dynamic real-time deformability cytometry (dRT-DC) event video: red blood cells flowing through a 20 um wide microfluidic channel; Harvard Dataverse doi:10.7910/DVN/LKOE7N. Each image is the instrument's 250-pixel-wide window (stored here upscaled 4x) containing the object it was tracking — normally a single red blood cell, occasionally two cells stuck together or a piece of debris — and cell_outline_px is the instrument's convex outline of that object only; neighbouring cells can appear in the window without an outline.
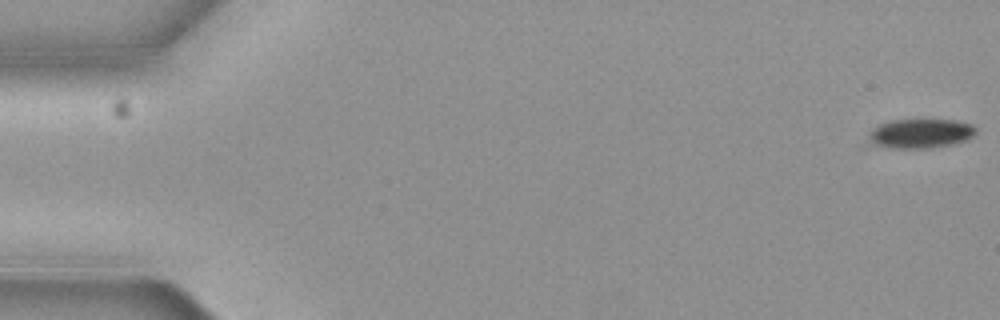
{"species": "common noctule bat (a hibernating species)", "species_latin": "Nyctalus noctula", "temperature_condition": "cold", "stored_images_in_passage": 5, "camera_frame_rate_fps": 3000, "um_per_image_px": 0.085, "animal": {"sex": "female", "body_mass_g": 19.3, "forearm_length_mm": 54.1}, "frame": {"image": 1, "passage_image": 1, "time_ms": 0.0, "image_size_px": [1000, 320], "cell_outline_px": [[976, 132], [972, 136], [964, 140], [948, 144], [924, 148], [900, 148], [876, 144], [868, 136], [872, 128], [888, 120], [956, 120], [972, 124], [976, 128]], "centroid_in_image_um": [78.26, 11.31], "position_along_channel_um": 6.7, "area_um2": 17.8}}
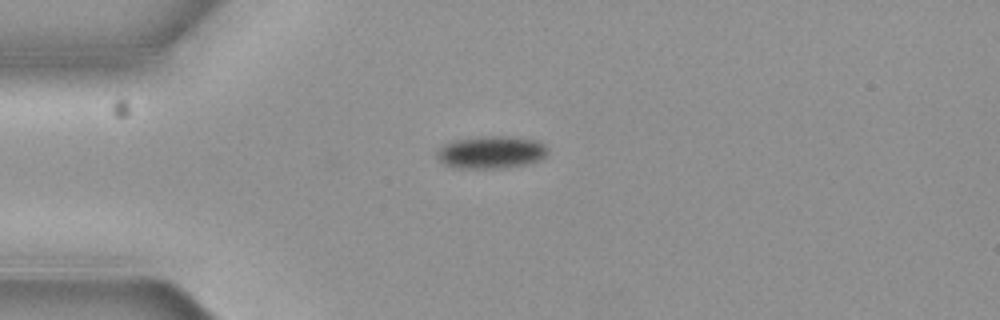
{"frame": {"image": 2, "passage_image": 5, "time_ms": 1.333, "image_size_px": [1000, 320], "cell_outline_px": [[548, 152], [540, 160], [524, 164], [496, 168], [460, 168], [444, 164], [440, 160], [440, 148], [456, 140], [492, 136], [504, 136], [536, 140], [544, 144], [548, 148]], "centroid_in_image_um": [41.82, 12.94], "position_along_channel_um": 43.2, "area_um2": 20.23}}